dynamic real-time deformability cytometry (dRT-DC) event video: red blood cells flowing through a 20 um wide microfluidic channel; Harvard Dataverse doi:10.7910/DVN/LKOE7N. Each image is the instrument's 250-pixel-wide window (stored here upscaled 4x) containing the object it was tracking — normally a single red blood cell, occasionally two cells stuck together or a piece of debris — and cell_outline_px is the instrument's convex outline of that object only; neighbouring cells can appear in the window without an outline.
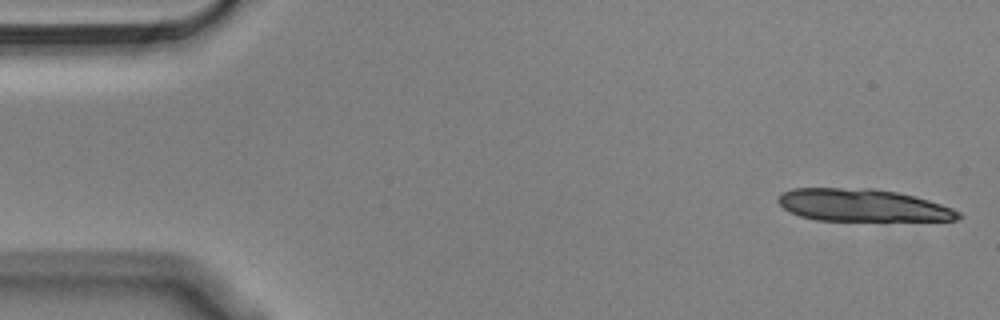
{"species": "Egyptian fruit bat (a non-hibernating species)", "species_latin": "Rousettus aegyptiacus", "temperature_condition": "cold", "stored_images_in_passage": 14, "camera_frame_rate_fps": 3000, "um_per_image_px": 0.085, "animal": {"sex": "male"}, "frame": {"image": 1, "passage_image": 1, "time_ms": 0.0, "image_size_px": [1000, 320], "cell_outline_px": [[964, 216], [956, 220], [816, 220], [800, 216], [788, 212], [776, 200], [780, 192], [792, 188], [872, 188], [896, 192], [928, 200], [952, 208], [960, 212]], "centroid_in_image_um": [73.26, 17.44], "position_along_channel_um": 11.7, "area_um2": 33.99}}